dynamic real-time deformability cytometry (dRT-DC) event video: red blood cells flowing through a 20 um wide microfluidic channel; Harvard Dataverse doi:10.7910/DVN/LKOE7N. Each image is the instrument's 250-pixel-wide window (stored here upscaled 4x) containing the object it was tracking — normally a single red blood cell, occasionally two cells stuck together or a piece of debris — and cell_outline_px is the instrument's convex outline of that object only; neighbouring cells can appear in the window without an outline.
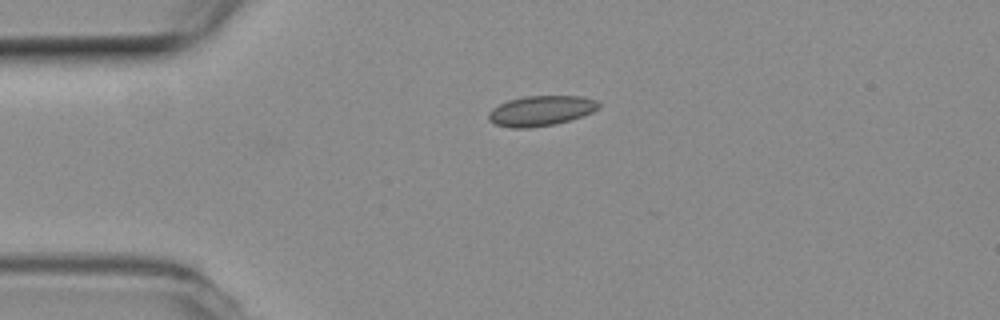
{"species": "common noctule bat (a hibernating species)", "species_latin": "Nyctalus noctula", "temperature_condition": "room temperature", "stored_images_in_passage": 39, "camera_frame_rate_fps": 3000, "um_per_image_px": 0.085, "animal": {"sex": "female", "body_mass_g": 19.3, "forearm_length_mm": 54.1}, "frame": {"image": 1, "passage_image": 1, "time_ms": 0.0, "image_size_px": [1000, 320], "cell_outline_px": [[600, 108], [592, 112], [556, 124], [528, 128], [512, 128], [496, 124], [488, 120], [488, 112], [492, 108], [508, 100], [524, 96], [584, 96], [596, 100], [600, 104]], "centroid_in_image_um": [45.97, 9.41], "position_along_channel_um": 39.0, "area_um2": 19.36}}
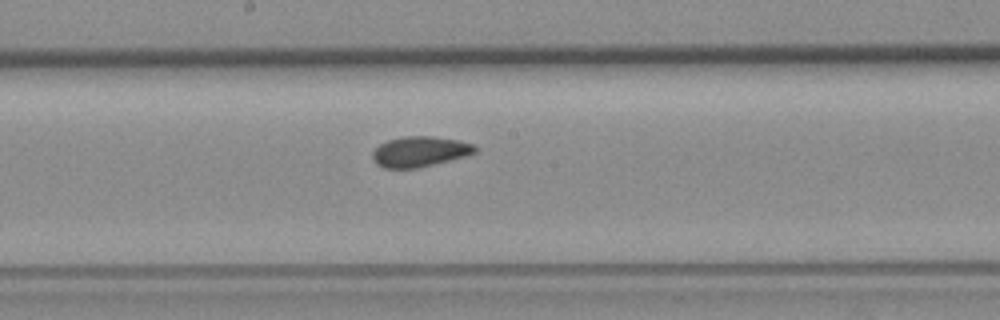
{"frame": {"image": 2, "passage_image": 17, "time_ms": 5.333, "image_size_px": [1000, 320], "cell_outline_px": [[476, 152], [464, 156], [420, 168], [384, 168], [376, 164], [372, 156], [372, 152], [380, 144], [388, 140], [404, 136], [432, 136], [456, 140], [472, 144], [476, 148]], "centroid_in_image_um": [35.64, 12.89], "position_along_channel_um": 212.6, "area_um2": 17.98}}
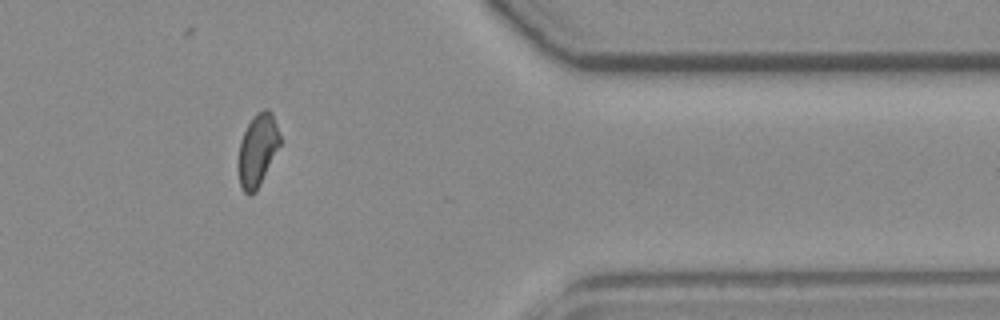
{"frame": {"image": 3, "passage_image": 33, "time_ms": 10.667, "image_size_px": [1000, 320], "cell_outline_px": [[280, 144], [256, 192], [248, 196], [244, 192], [240, 184], [236, 164], [240, 140], [252, 116], [256, 112], [264, 108], [268, 108], [272, 112], [280, 136]], "centroid_in_image_um": [21.85, 12.75], "position_along_channel_um": 389.5, "area_um2": 17.8}}